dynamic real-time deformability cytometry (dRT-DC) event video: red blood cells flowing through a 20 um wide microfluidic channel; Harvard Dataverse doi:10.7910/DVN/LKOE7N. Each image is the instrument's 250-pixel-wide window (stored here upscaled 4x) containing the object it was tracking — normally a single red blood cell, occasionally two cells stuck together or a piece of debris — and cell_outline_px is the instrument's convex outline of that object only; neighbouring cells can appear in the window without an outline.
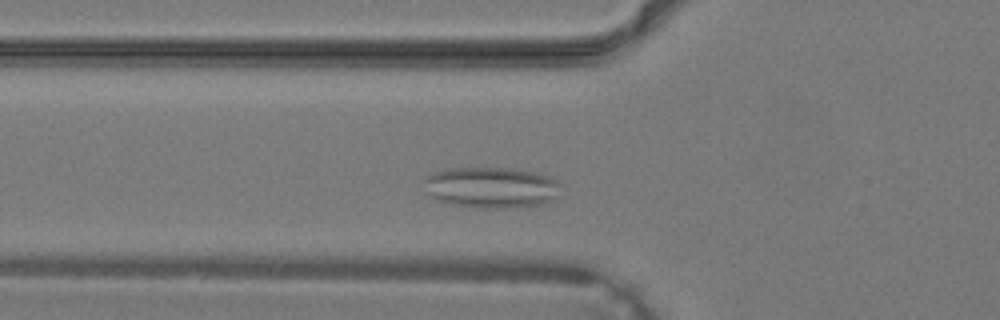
{"species": "common noctule bat (a hibernating species)", "species_latin": "Nyctalus noctula", "temperature_condition": "warm", "stored_images_in_passage": 32, "camera_frame_rate_fps": 3000, "um_per_image_px": 0.085, "animal": {"sex": "male", "body_mass_g": 19.2, "forearm_length_mm": 51.8}, "frame": {"image": 1, "passage_image": 6, "time_ms": 1.667, "image_size_px": [1000, 320], "cell_outline_px": [[560, 184], [556, 196], [552, 200], [540, 204], [516, 208], [476, 208], [444, 204], [428, 196], [420, 180], [424, 176], [448, 168], [508, 168], [536, 172], [548, 176], [556, 180]], "centroid_in_image_um": [41.65, 15.95], "position_along_channel_um": 84.1, "area_um2": 33.35}}
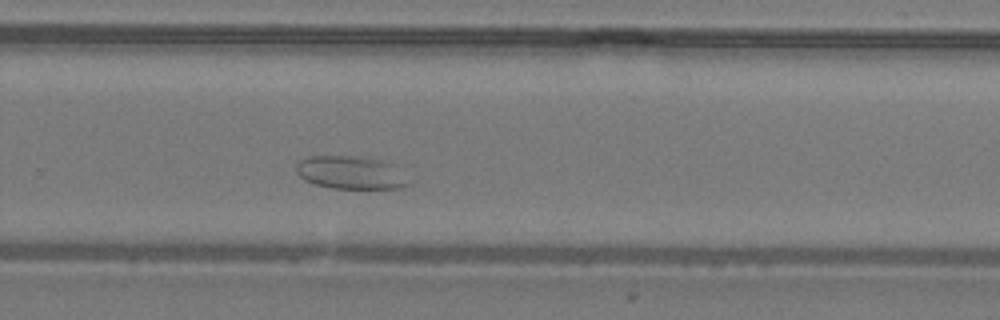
{"frame": {"image": 2, "passage_image": 19, "time_ms": 6.0, "image_size_px": [1000, 320], "cell_outline_px": [[412, 184], [400, 188], [332, 188], [316, 184], [304, 180], [296, 172], [296, 164], [300, 160], [308, 156], [356, 156], [384, 160], [400, 164]], "centroid_in_image_um": [29.92, 14.65], "position_along_channel_um": 299.9, "area_um2": 22.25}}
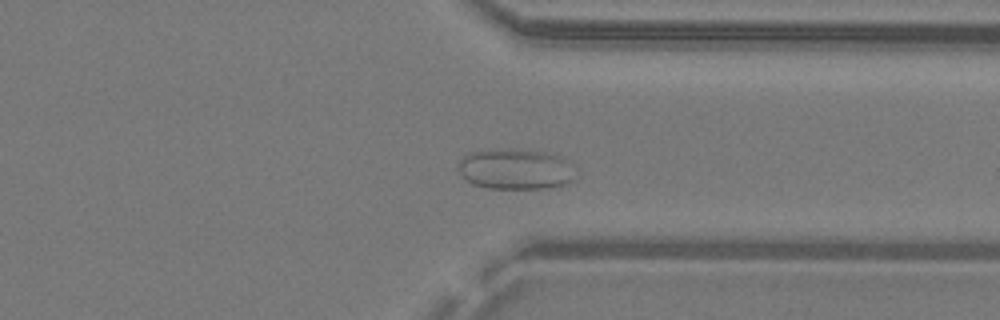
{"frame": {"image": 3, "passage_image": 23, "time_ms": 7.333, "image_size_px": [1000, 320], "cell_outline_px": [[572, 180], [568, 184], [548, 188], [488, 188], [472, 184], [460, 172], [456, 164], [468, 152], [504, 148], [520, 148], [544, 152], [560, 156], [568, 160]], "centroid_in_image_um": [43.77, 14.35], "position_along_channel_um": 367.6, "area_um2": 27.74}}